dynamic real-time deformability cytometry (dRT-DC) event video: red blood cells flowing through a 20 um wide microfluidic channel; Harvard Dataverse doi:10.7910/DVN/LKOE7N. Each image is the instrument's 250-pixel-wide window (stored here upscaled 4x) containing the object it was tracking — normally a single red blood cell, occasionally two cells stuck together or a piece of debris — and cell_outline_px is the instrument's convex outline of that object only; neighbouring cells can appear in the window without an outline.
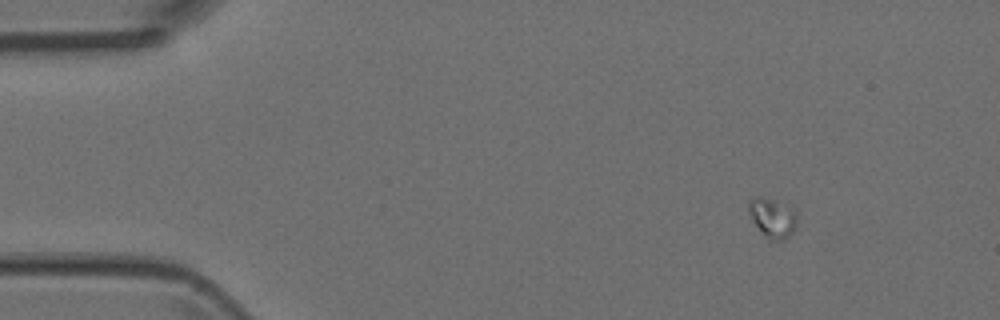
{"species": "Egyptian fruit bat (a non-hibernating species)", "species_latin": "Rousettus aegyptiacus", "temperature_condition": "room temperature", "stored_images_in_passage": 6, "camera_frame_rate_fps": 3000, "um_per_image_px": 0.085, "animal": {"sex": "female"}, "frame": {"image": 1, "passage_image": 3, "time_ms": 0.667, "image_size_px": [1000, 320], "cell_outline_px": [[796, 228], [784, 240], [768, 240], [752, 220], [748, 212], [748, 200], [752, 196], [760, 196], [788, 204], [796, 212]], "centroid_in_image_um": [65.65, 18.48], "position_along_channel_um": 19.4, "area_um2": 11.33}}